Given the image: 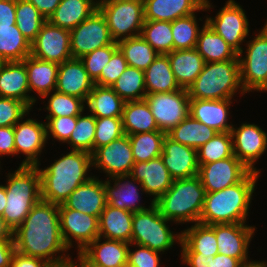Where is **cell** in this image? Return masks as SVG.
Instances as JSON below:
<instances>
[{"label": "cell", "mask_w": 267, "mask_h": 267, "mask_svg": "<svg viewBox=\"0 0 267 267\" xmlns=\"http://www.w3.org/2000/svg\"><path fill=\"white\" fill-rule=\"evenodd\" d=\"M12 235L15 250L21 254L41 258L49 264L63 263L72 258L61 235L57 204L40 200Z\"/></svg>", "instance_id": "1"}, {"label": "cell", "mask_w": 267, "mask_h": 267, "mask_svg": "<svg viewBox=\"0 0 267 267\" xmlns=\"http://www.w3.org/2000/svg\"><path fill=\"white\" fill-rule=\"evenodd\" d=\"M54 160L50 166L40 169L41 200L61 205L80 185L92 177V156L88 152L71 150L66 155Z\"/></svg>", "instance_id": "2"}, {"label": "cell", "mask_w": 267, "mask_h": 267, "mask_svg": "<svg viewBox=\"0 0 267 267\" xmlns=\"http://www.w3.org/2000/svg\"><path fill=\"white\" fill-rule=\"evenodd\" d=\"M260 173L251 171L241 182L220 191L206 192L200 223H247L250 204Z\"/></svg>", "instance_id": "3"}, {"label": "cell", "mask_w": 267, "mask_h": 267, "mask_svg": "<svg viewBox=\"0 0 267 267\" xmlns=\"http://www.w3.org/2000/svg\"><path fill=\"white\" fill-rule=\"evenodd\" d=\"M40 166H19L7 174L6 206L2 215L11 232L24 221L33 206L41 200Z\"/></svg>", "instance_id": "4"}, {"label": "cell", "mask_w": 267, "mask_h": 267, "mask_svg": "<svg viewBox=\"0 0 267 267\" xmlns=\"http://www.w3.org/2000/svg\"><path fill=\"white\" fill-rule=\"evenodd\" d=\"M206 191L198 175L175 179L171 187L154 203L160 214L176 224L200 221Z\"/></svg>", "instance_id": "5"}, {"label": "cell", "mask_w": 267, "mask_h": 267, "mask_svg": "<svg viewBox=\"0 0 267 267\" xmlns=\"http://www.w3.org/2000/svg\"><path fill=\"white\" fill-rule=\"evenodd\" d=\"M187 91L190 99H234L238 91L244 95L239 60L205 63L202 72Z\"/></svg>", "instance_id": "6"}, {"label": "cell", "mask_w": 267, "mask_h": 267, "mask_svg": "<svg viewBox=\"0 0 267 267\" xmlns=\"http://www.w3.org/2000/svg\"><path fill=\"white\" fill-rule=\"evenodd\" d=\"M172 222L160 214L151 202L148 209L133 214L131 243L147 246L156 252L168 251L176 243L181 244L182 234H175L168 227Z\"/></svg>", "instance_id": "7"}, {"label": "cell", "mask_w": 267, "mask_h": 267, "mask_svg": "<svg viewBox=\"0 0 267 267\" xmlns=\"http://www.w3.org/2000/svg\"><path fill=\"white\" fill-rule=\"evenodd\" d=\"M97 9L104 16L114 42L141 34L145 22L143 0H98Z\"/></svg>", "instance_id": "8"}, {"label": "cell", "mask_w": 267, "mask_h": 267, "mask_svg": "<svg viewBox=\"0 0 267 267\" xmlns=\"http://www.w3.org/2000/svg\"><path fill=\"white\" fill-rule=\"evenodd\" d=\"M255 36L246 44V56L238 55L240 81L245 93L267 91V21Z\"/></svg>", "instance_id": "9"}, {"label": "cell", "mask_w": 267, "mask_h": 267, "mask_svg": "<svg viewBox=\"0 0 267 267\" xmlns=\"http://www.w3.org/2000/svg\"><path fill=\"white\" fill-rule=\"evenodd\" d=\"M147 102L159 130L167 134L189 116L190 97L187 89L147 94Z\"/></svg>", "instance_id": "10"}, {"label": "cell", "mask_w": 267, "mask_h": 267, "mask_svg": "<svg viewBox=\"0 0 267 267\" xmlns=\"http://www.w3.org/2000/svg\"><path fill=\"white\" fill-rule=\"evenodd\" d=\"M205 22L220 35L237 53L242 55V43L249 36V22L244 9L234 0H228L216 16L206 17Z\"/></svg>", "instance_id": "11"}, {"label": "cell", "mask_w": 267, "mask_h": 267, "mask_svg": "<svg viewBox=\"0 0 267 267\" xmlns=\"http://www.w3.org/2000/svg\"><path fill=\"white\" fill-rule=\"evenodd\" d=\"M114 43L106 20L96 9L86 20L70 30L71 55L81 58L83 55Z\"/></svg>", "instance_id": "12"}, {"label": "cell", "mask_w": 267, "mask_h": 267, "mask_svg": "<svg viewBox=\"0 0 267 267\" xmlns=\"http://www.w3.org/2000/svg\"><path fill=\"white\" fill-rule=\"evenodd\" d=\"M59 222L63 241L69 250L73 247L72 242H75L77 251L80 253L89 243L99 237V224L96 216L69 209L64 204L59 205ZM72 238L75 241H72Z\"/></svg>", "instance_id": "13"}, {"label": "cell", "mask_w": 267, "mask_h": 267, "mask_svg": "<svg viewBox=\"0 0 267 267\" xmlns=\"http://www.w3.org/2000/svg\"><path fill=\"white\" fill-rule=\"evenodd\" d=\"M92 166L110 178L130 175L135 164L128 135L97 148L92 154Z\"/></svg>", "instance_id": "14"}, {"label": "cell", "mask_w": 267, "mask_h": 267, "mask_svg": "<svg viewBox=\"0 0 267 267\" xmlns=\"http://www.w3.org/2000/svg\"><path fill=\"white\" fill-rule=\"evenodd\" d=\"M30 55L57 64L72 59L70 30L55 26L47 20L31 43Z\"/></svg>", "instance_id": "15"}, {"label": "cell", "mask_w": 267, "mask_h": 267, "mask_svg": "<svg viewBox=\"0 0 267 267\" xmlns=\"http://www.w3.org/2000/svg\"><path fill=\"white\" fill-rule=\"evenodd\" d=\"M251 171L235 156L199 164L198 176L206 192L220 191L241 182Z\"/></svg>", "instance_id": "16"}, {"label": "cell", "mask_w": 267, "mask_h": 267, "mask_svg": "<svg viewBox=\"0 0 267 267\" xmlns=\"http://www.w3.org/2000/svg\"><path fill=\"white\" fill-rule=\"evenodd\" d=\"M25 116L14 125L15 153L25 155L19 166H39L40 157L47 143L46 123ZM21 122V123H20Z\"/></svg>", "instance_id": "17"}, {"label": "cell", "mask_w": 267, "mask_h": 267, "mask_svg": "<svg viewBox=\"0 0 267 267\" xmlns=\"http://www.w3.org/2000/svg\"><path fill=\"white\" fill-rule=\"evenodd\" d=\"M233 153L250 170L259 173L255 163L266 152L267 133L260 126L242 123L232 127L231 131Z\"/></svg>", "instance_id": "18"}, {"label": "cell", "mask_w": 267, "mask_h": 267, "mask_svg": "<svg viewBox=\"0 0 267 267\" xmlns=\"http://www.w3.org/2000/svg\"><path fill=\"white\" fill-rule=\"evenodd\" d=\"M215 231L218 253L239 259L244 265L248 260V248L256 227L246 223L214 224L210 225Z\"/></svg>", "instance_id": "19"}, {"label": "cell", "mask_w": 267, "mask_h": 267, "mask_svg": "<svg viewBox=\"0 0 267 267\" xmlns=\"http://www.w3.org/2000/svg\"><path fill=\"white\" fill-rule=\"evenodd\" d=\"M160 157L174 180L198 175L197 150L174 141L167 134Z\"/></svg>", "instance_id": "20"}, {"label": "cell", "mask_w": 267, "mask_h": 267, "mask_svg": "<svg viewBox=\"0 0 267 267\" xmlns=\"http://www.w3.org/2000/svg\"><path fill=\"white\" fill-rule=\"evenodd\" d=\"M145 20L172 22L214 8L209 0H143Z\"/></svg>", "instance_id": "21"}, {"label": "cell", "mask_w": 267, "mask_h": 267, "mask_svg": "<svg viewBox=\"0 0 267 267\" xmlns=\"http://www.w3.org/2000/svg\"><path fill=\"white\" fill-rule=\"evenodd\" d=\"M94 86L93 80L79 58L59 64L55 91L87 101Z\"/></svg>", "instance_id": "22"}, {"label": "cell", "mask_w": 267, "mask_h": 267, "mask_svg": "<svg viewBox=\"0 0 267 267\" xmlns=\"http://www.w3.org/2000/svg\"><path fill=\"white\" fill-rule=\"evenodd\" d=\"M130 175L141 183L144 193L152 195L155 203L172 185L173 178L161 157L147 162H135Z\"/></svg>", "instance_id": "23"}, {"label": "cell", "mask_w": 267, "mask_h": 267, "mask_svg": "<svg viewBox=\"0 0 267 267\" xmlns=\"http://www.w3.org/2000/svg\"><path fill=\"white\" fill-rule=\"evenodd\" d=\"M111 180L114 182L113 184H111ZM104 187L108 205L132 213L148 209L146 208L147 206L144 207L142 204H139L141 198L139 195L144 192V189L141 183L131 175L118 176L111 179L107 178L106 181L104 180ZM139 190L142 193H139Z\"/></svg>", "instance_id": "24"}, {"label": "cell", "mask_w": 267, "mask_h": 267, "mask_svg": "<svg viewBox=\"0 0 267 267\" xmlns=\"http://www.w3.org/2000/svg\"><path fill=\"white\" fill-rule=\"evenodd\" d=\"M28 74L22 61L2 62L0 65V97L24 102L31 110L37 98L31 96Z\"/></svg>", "instance_id": "25"}, {"label": "cell", "mask_w": 267, "mask_h": 267, "mask_svg": "<svg viewBox=\"0 0 267 267\" xmlns=\"http://www.w3.org/2000/svg\"><path fill=\"white\" fill-rule=\"evenodd\" d=\"M102 239L104 240L103 242ZM101 242V243H100ZM129 243L97 237L80 254L91 264L99 267H127Z\"/></svg>", "instance_id": "26"}, {"label": "cell", "mask_w": 267, "mask_h": 267, "mask_svg": "<svg viewBox=\"0 0 267 267\" xmlns=\"http://www.w3.org/2000/svg\"><path fill=\"white\" fill-rule=\"evenodd\" d=\"M63 204L69 209L96 216L99 219L107 204L104 181L95 176L92 177L88 182L78 186Z\"/></svg>", "instance_id": "27"}, {"label": "cell", "mask_w": 267, "mask_h": 267, "mask_svg": "<svg viewBox=\"0 0 267 267\" xmlns=\"http://www.w3.org/2000/svg\"><path fill=\"white\" fill-rule=\"evenodd\" d=\"M232 99L210 100L190 99L189 115L217 132H230L233 125L228 124Z\"/></svg>", "instance_id": "28"}, {"label": "cell", "mask_w": 267, "mask_h": 267, "mask_svg": "<svg viewBox=\"0 0 267 267\" xmlns=\"http://www.w3.org/2000/svg\"><path fill=\"white\" fill-rule=\"evenodd\" d=\"M25 64L29 90L35 91L39 97L48 98L55 91L59 64L44 61L33 56H27L23 61Z\"/></svg>", "instance_id": "29"}, {"label": "cell", "mask_w": 267, "mask_h": 267, "mask_svg": "<svg viewBox=\"0 0 267 267\" xmlns=\"http://www.w3.org/2000/svg\"><path fill=\"white\" fill-rule=\"evenodd\" d=\"M167 55L177 83L181 88L188 89L202 72L205 60L196 48L173 50Z\"/></svg>", "instance_id": "30"}, {"label": "cell", "mask_w": 267, "mask_h": 267, "mask_svg": "<svg viewBox=\"0 0 267 267\" xmlns=\"http://www.w3.org/2000/svg\"><path fill=\"white\" fill-rule=\"evenodd\" d=\"M133 214L106 204L98 219L99 236L131 243Z\"/></svg>", "instance_id": "31"}, {"label": "cell", "mask_w": 267, "mask_h": 267, "mask_svg": "<svg viewBox=\"0 0 267 267\" xmlns=\"http://www.w3.org/2000/svg\"><path fill=\"white\" fill-rule=\"evenodd\" d=\"M196 49L206 63L239 60L238 53L206 22L199 31Z\"/></svg>", "instance_id": "32"}, {"label": "cell", "mask_w": 267, "mask_h": 267, "mask_svg": "<svg viewBox=\"0 0 267 267\" xmlns=\"http://www.w3.org/2000/svg\"><path fill=\"white\" fill-rule=\"evenodd\" d=\"M98 0H61L48 21L71 30L86 20L96 9Z\"/></svg>", "instance_id": "33"}, {"label": "cell", "mask_w": 267, "mask_h": 267, "mask_svg": "<svg viewBox=\"0 0 267 267\" xmlns=\"http://www.w3.org/2000/svg\"><path fill=\"white\" fill-rule=\"evenodd\" d=\"M181 253H201V256H215L218 253L215 231L210 225L200 222L181 231Z\"/></svg>", "instance_id": "34"}, {"label": "cell", "mask_w": 267, "mask_h": 267, "mask_svg": "<svg viewBox=\"0 0 267 267\" xmlns=\"http://www.w3.org/2000/svg\"><path fill=\"white\" fill-rule=\"evenodd\" d=\"M147 94L166 93L182 89L177 83L167 54H159L144 71Z\"/></svg>", "instance_id": "35"}, {"label": "cell", "mask_w": 267, "mask_h": 267, "mask_svg": "<svg viewBox=\"0 0 267 267\" xmlns=\"http://www.w3.org/2000/svg\"><path fill=\"white\" fill-rule=\"evenodd\" d=\"M85 103L90 114L95 118H103L122 117L125 101L112 87L94 85Z\"/></svg>", "instance_id": "36"}, {"label": "cell", "mask_w": 267, "mask_h": 267, "mask_svg": "<svg viewBox=\"0 0 267 267\" xmlns=\"http://www.w3.org/2000/svg\"><path fill=\"white\" fill-rule=\"evenodd\" d=\"M122 123L126 135L159 130L145 100L125 102L122 112Z\"/></svg>", "instance_id": "37"}, {"label": "cell", "mask_w": 267, "mask_h": 267, "mask_svg": "<svg viewBox=\"0 0 267 267\" xmlns=\"http://www.w3.org/2000/svg\"><path fill=\"white\" fill-rule=\"evenodd\" d=\"M217 133L213 128L193 119L190 115L167 135L180 144L198 149Z\"/></svg>", "instance_id": "38"}, {"label": "cell", "mask_w": 267, "mask_h": 267, "mask_svg": "<svg viewBox=\"0 0 267 267\" xmlns=\"http://www.w3.org/2000/svg\"><path fill=\"white\" fill-rule=\"evenodd\" d=\"M31 54V43L16 24L0 28V59L3 62L23 61Z\"/></svg>", "instance_id": "39"}, {"label": "cell", "mask_w": 267, "mask_h": 267, "mask_svg": "<svg viewBox=\"0 0 267 267\" xmlns=\"http://www.w3.org/2000/svg\"><path fill=\"white\" fill-rule=\"evenodd\" d=\"M128 66L145 71L159 55L141 35L117 42Z\"/></svg>", "instance_id": "40"}, {"label": "cell", "mask_w": 267, "mask_h": 267, "mask_svg": "<svg viewBox=\"0 0 267 267\" xmlns=\"http://www.w3.org/2000/svg\"><path fill=\"white\" fill-rule=\"evenodd\" d=\"M135 162H147L160 157L166 136L161 130L128 135Z\"/></svg>", "instance_id": "41"}, {"label": "cell", "mask_w": 267, "mask_h": 267, "mask_svg": "<svg viewBox=\"0 0 267 267\" xmlns=\"http://www.w3.org/2000/svg\"><path fill=\"white\" fill-rule=\"evenodd\" d=\"M112 88L125 102L144 100L147 95L144 71L128 66Z\"/></svg>", "instance_id": "42"}, {"label": "cell", "mask_w": 267, "mask_h": 267, "mask_svg": "<svg viewBox=\"0 0 267 267\" xmlns=\"http://www.w3.org/2000/svg\"><path fill=\"white\" fill-rule=\"evenodd\" d=\"M15 14L16 26L23 36L32 43L47 20L28 0H16Z\"/></svg>", "instance_id": "43"}, {"label": "cell", "mask_w": 267, "mask_h": 267, "mask_svg": "<svg viewBox=\"0 0 267 267\" xmlns=\"http://www.w3.org/2000/svg\"><path fill=\"white\" fill-rule=\"evenodd\" d=\"M140 35L159 54L173 51L171 22L145 20Z\"/></svg>", "instance_id": "44"}, {"label": "cell", "mask_w": 267, "mask_h": 267, "mask_svg": "<svg viewBox=\"0 0 267 267\" xmlns=\"http://www.w3.org/2000/svg\"><path fill=\"white\" fill-rule=\"evenodd\" d=\"M200 29L195 13L172 21L173 50L196 48Z\"/></svg>", "instance_id": "45"}, {"label": "cell", "mask_w": 267, "mask_h": 267, "mask_svg": "<svg viewBox=\"0 0 267 267\" xmlns=\"http://www.w3.org/2000/svg\"><path fill=\"white\" fill-rule=\"evenodd\" d=\"M233 155L230 132H217L212 139L197 149L198 164L212 163Z\"/></svg>", "instance_id": "46"}, {"label": "cell", "mask_w": 267, "mask_h": 267, "mask_svg": "<svg viewBox=\"0 0 267 267\" xmlns=\"http://www.w3.org/2000/svg\"><path fill=\"white\" fill-rule=\"evenodd\" d=\"M95 128L96 118L92 114L84 115L82 112L78 115L76 127L66 142L71 145L70 150L84 151L92 154Z\"/></svg>", "instance_id": "47"}, {"label": "cell", "mask_w": 267, "mask_h": 267, "mask_svg": "<svg viewBox=\"0 0 267 267\" xmlns=\"http://www.w3.org/2000/svg\"><path fill=\"white\" fill-rule=\"evenodd\" d=\"M45 105L46 117L78 116L85 111V101L81 98L53 91Z\"/></svg>", "instance_id": "48"}, {"label": "cell", "mask_w": 267, "mask_h": 267, "mask_svg": "<svg viewBox=\"0 0 267 267\" xmlns=\"http://www.w3.org/2000/svg\"><path fill=\"white\" fill-rule=\"evenodd\" d=\"M125 135L122 117L96 118L93 152Z\"/></svg>", "instance_id": "49"}, {"label": "cell", "mask_w": 267, "mask_h": 267, "mask_svg": "<svg viewBox=\"0 0 267 267\" xmlns=\"http://www.w3.org/2000/svg\"><path fill=\"white\" fill-rule=\"evenodd\" d=\"M118 49L117 42L102 48L95 49L79 58L88 72L89 77L95 82L106 66L109 63L113 53Z\"/></svg>", "instance_id": "50"}, {"label": "cell", "mask_w": 267, "mask_h": 267, "mask_svg": "<svg viewBox=\"0 0 267 267\" xmlns=\"http://www.w3.org/2000/svg\"><path fill=\"white\" fill-rule=\"evenodd\" d=\"M31 109L22 101L0 97V127L14 126L24 116H29Z\"/></svg>", "instance_id": "51"}, {"label": "cell", "mask_w": 267, "mask_h": 267, "mask_svg": "<svg viewBox=\"0 0 267 267\" xmlns=\"http://www.w3.org/2000/svg\"><path fill=\"white\" fill-rule=\"evenodd\" d=\"M47 139L53 137L59 142L66 143L76 127L77 116L45 117Z\"/></svg>", "instance_id": "52"}, {"label": "cell", "mask_w": 267, "mask_h": 267, "mask_svg": "<svg viewBox=\"0 0 267 267\" xmlns=\"http://www.w3.org/2000/svg\"><path fill=\"white\" fill-rule=\"evenodd\" d=\"M127 67V61L118 48L113 53L109 63L103 68L100 77L94 82V85L112 87Z\"/></svg>", "instance_id": "53"}, {"label": "cell", "mask_w": 267, "mask_h": 267, "mask_svg": "<svg viewBox=\"0 0 267 267\" xmlns=\"http://www.w3.org/2000/svg\"><path fill=\"white\" fill-rule=\"evenodd\" d=\"M134 245L138 249H130ZM160 254L147 246L129 243L127 267H160Z\"/></svg>", "instance_id": "54"}, {"label": "cell", "mask_w": 267, "mask_h": 267, "mask_svg": "<svg viewBox=\"0 0 267 267\" xmlns=\"http://www.w3.org/2000/svg\"><path fill=\"white\" fill-rule=\"evenodd\" d=\"M3 155H16L14 142V126L0 127V158L1 156L3 157Z\"/></svg>", "instance_id": "55"}, {"label": "cell", "mask_w": 267, "mask_h": 267, "mask_svg": "<svg viewBox=\"0 0 267 267\" xmlns=\"http://www.w3.org/2000/svg\"><path fill=\"white\" fill-rule=\"evenodd\" d=\"M16 0H0V28L16 24Z\"/></svg>", "instance_id": "56"}, {"label": "cell", "mask_w": 267, "mask_h": 267, "mask_svg": "<svg viewBox=\"0 0 267 267\" xmlns=\"http://www.w3.org/2000/svg\"><path fill=\"white\" fill-rule=\"evenodd\" d=\"M49 263L38 257H31L15 251L10 267H48Z\"/></svg>", "instance_id": "57"}, {"label": "cell", "mask_w": 267, "mask_h": 267, "mask_svg": "<svg viewBox=\"0 0 267 267\" xmlns=\"http://www.w3.org/2000/svg\"><path fill=\"white\" fill-rule=\"evenodd\" d=\"M15 251L13 238H0V267H10Z\"/></svg>", "instance_id": "58"}, {"label": "cell", "mask_w": 267, "mask_h": 267, "mask_svg": "<svg viewBox=\"0 0 267 267\" xmlns=\"http://www.w3.org/2000/svg\"><path fill=\"white\" fill-rule=\"evenodd\" d=\"M182 263L189 267H210V256H201V253H181Z\"/></svg>", "instance_id": "59"}, {"label": "cell", "mask_w": 267, "mask_h": 267, "mask_svg": "<svg viewBox=\"0 0 267 267\" xmlns=\"http://www.w3.org/2000/svg\"><path fill=\"white\" fill-rule=\"evenodd\" d=\"M41 13V15L48 20L53 12L58 7L61 0H28Z\"/></svg>", "instance_id": "60"}, {"label": "cell", "mask_w": 267, "mask_h": 267, "mask_svg": "<svg viewBox=\"0 0 267 267\" xmlns=\"http://www.w3.org/2000/svg\"><path fill=\"white\" fill-rule=\"evenodd\" d=\"M210 267H244V264L239 259L217 253L210 255Z\"/></svg>", "instance_id": "61"}, {"label": "cell", "mask_w": 267, "mask_h": 267, "mask_svg": "<svg viewBox=\"0 0 267 267\" xmlns=\"http://www.w3.org/2000/svg\"><path fill=\"white\" fill-rule=\"evenodd\" d=\"M6 189L5 186L2 184L0 185V217H2L5 206H6Z\"/></svg>", "instance_id": "62"}, {"label": "cell", "mask_w": 267, "mask_h": 267, "mask_svg": "<svg viewBox=\"0 0 267 267\" xmlns=\"http://www.w3.org/2000/svg\"><path fill=\"white\" fill-rule=\"evenodd\" d=\"M0 238H13L12 232L5 225L2 217H0Z\"/></svg>", "instance_id": "63"}, {"label": "cell", "mask_w": 267, "mask_h": 267, "mask_svg": "<svg viewBox=\"0 0 267 267\" xmlns=\"http://www.w3.org/2000/svg\"><path fill=\"white\" fill-rule=\"evenodd\" d=\"M77 254H78L77 255L78 264L75 261L77 267H99V266L89 263L80 253H77Z\"/></svg>", "instance_id": "64"}, {"label": "cell", "mask_w": 267, "mask_h": 267, "mask_svg": "<svg viewBox=\"0 0 267 267\" xmlns=\"http://www.w3.org/2000/svg\"><path fill=\"white\" fill-rule=\"evenodd\" d=\"M48 267H77L76 263L72 260V258L66 262L59 264H49Z\"/></svg>", "instance_id": "65"}, {"label": "cell", "mask_w": 267, "mask_h": 267, "mask_svg": "<svg viewBox=\"0 0 267 267\" xmlns=\"http://www.w3.org/2000/svg\"><path fill=\"white\" fill-rule=\"evenodd\" d=\"M244 267H267L266 261H251L250 263H247L244 265Z\"/></svg>", "instance_id": "66"}]
</instances>
